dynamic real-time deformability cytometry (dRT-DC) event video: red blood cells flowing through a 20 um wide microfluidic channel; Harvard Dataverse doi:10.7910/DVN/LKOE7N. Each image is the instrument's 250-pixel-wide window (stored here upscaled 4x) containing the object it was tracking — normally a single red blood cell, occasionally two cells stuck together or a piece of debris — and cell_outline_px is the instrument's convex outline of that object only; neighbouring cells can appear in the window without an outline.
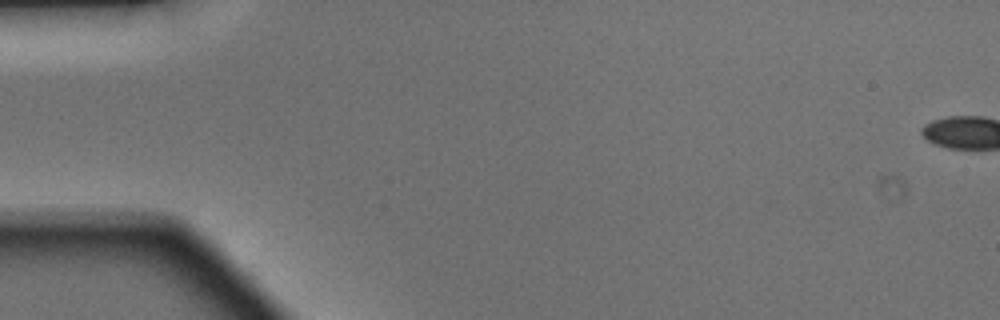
{"species": "Egyptian fruit bat (a non-hibernating species)", "species_latin": "Rousettus aegyptiacus", "temperature_condition": "warm", "stored_images_in_passage": 3, "camera_frame_rate_fps": 3000, "um_per_image_px": 0.085, "animal": {"sex": "male"}, "frame": {"image": 1, "passage_image": 1, "time_ms": 0.0, "image_size_px": [1000, 320], "cell_outline_px": [[236, 280], [232, 280], [224, 276], [136, 228], [140, 224], [168, 224], [200, 240], [224, 260], [232, 268]], "centroid_in_image_um": [16.03, 21.0], "position_along_channel_um": 69.0, "area_um2": 12.37}}